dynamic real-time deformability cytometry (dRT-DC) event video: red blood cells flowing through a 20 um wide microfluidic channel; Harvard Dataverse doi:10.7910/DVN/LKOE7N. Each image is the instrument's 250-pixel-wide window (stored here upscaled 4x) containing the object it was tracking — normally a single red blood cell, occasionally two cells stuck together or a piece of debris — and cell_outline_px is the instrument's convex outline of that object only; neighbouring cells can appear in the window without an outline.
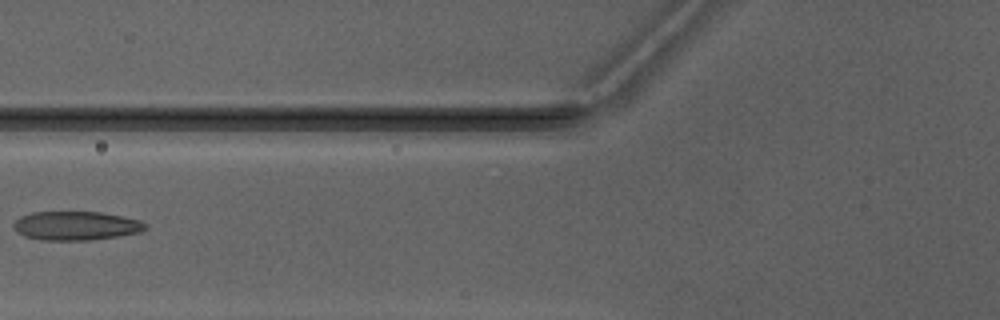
{"species": "Egyptian fruit bat (a non-hibernating species)", "species_latin": "Rousettus aegyptiacus", "temperature_condition": "warm", "stored_images_in_passage": 6, "camera_frame_rate_fps": 3000, "um_per_image_px": 0.085, "animal": {"sex": "male"}, "frame": {"image": 1, "passage_image": 6, "time_ms": 6.0, "image_size_px": [1000, 320], "cell_outline_px": [[148, 228], [140, 232], [116, 236], [88, 240], [44, 240], [24, 236], [16, 232], [12, 228], [12, 224], [20, 216], [32, 212], [100, 212], [140, 220], [148, 224]], "centroid_in_image_um": [6.43, 19.18], "position_along_channel_um": 119.4, "area_um2": 22.2}}